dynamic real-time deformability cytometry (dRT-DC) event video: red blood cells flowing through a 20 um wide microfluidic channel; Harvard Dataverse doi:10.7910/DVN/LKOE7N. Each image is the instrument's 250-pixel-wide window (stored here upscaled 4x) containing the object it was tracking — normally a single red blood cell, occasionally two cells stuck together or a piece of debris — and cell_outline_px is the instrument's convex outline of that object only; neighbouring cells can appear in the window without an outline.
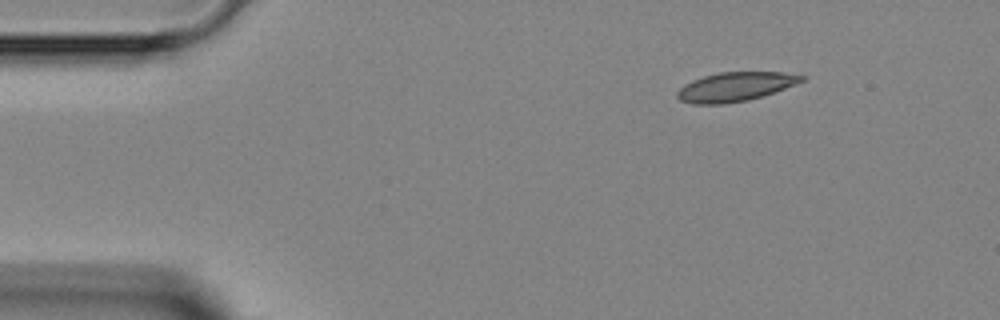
{"species": "Egyptian fruit bat (a non-hibernating species)", "species_latin": "Rousettus aegyptiacus", "temperature_condition": "room temperature", "stored_images_in_passage": 3, "camera_frame_rate_fps": 3000, "um_per_image_px": 0.085, "animal": {"sex": "female"}, "frame": {"image": 1, "passage_image": 1, "time_ms": 0.0, "image_size_px": [1000, 320], "cell_outline_px": [[808, 76], [804, 80], [784, 88], [748, 100], [724, 104], [692, 104], [680, 100], [676, 96], [676, 92], [684, 84], [692, 80], [704, 76], [720, 72], [784, 72]], "centroid_in_image_um": [62.46, 7.37], "position_along_channel_um": 22.5, "area_um2": 20.98}}
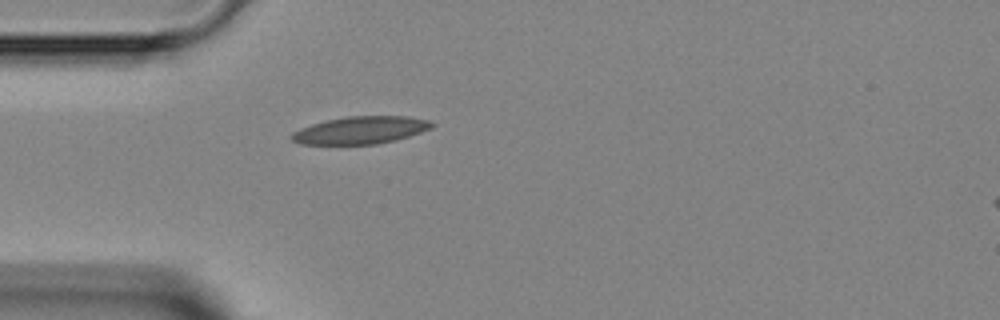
{"frame": {"image": 2, "passage_image": 3, "time_ms": 2.333, "image_size_px": [1000, 320], "cell_outline_px": [[436, 124], [432, 128], [408, 136], [376, 144], [300, 144], [292, 140], [288, 136], [292, 132], [300, 128], [324, 120], [348, 116], [408, 116], [428, 120]], "centroid_in_image_um": [30.61, 11.05], "position_along_channel_um": 54.4, "area_um2": 22.43}}